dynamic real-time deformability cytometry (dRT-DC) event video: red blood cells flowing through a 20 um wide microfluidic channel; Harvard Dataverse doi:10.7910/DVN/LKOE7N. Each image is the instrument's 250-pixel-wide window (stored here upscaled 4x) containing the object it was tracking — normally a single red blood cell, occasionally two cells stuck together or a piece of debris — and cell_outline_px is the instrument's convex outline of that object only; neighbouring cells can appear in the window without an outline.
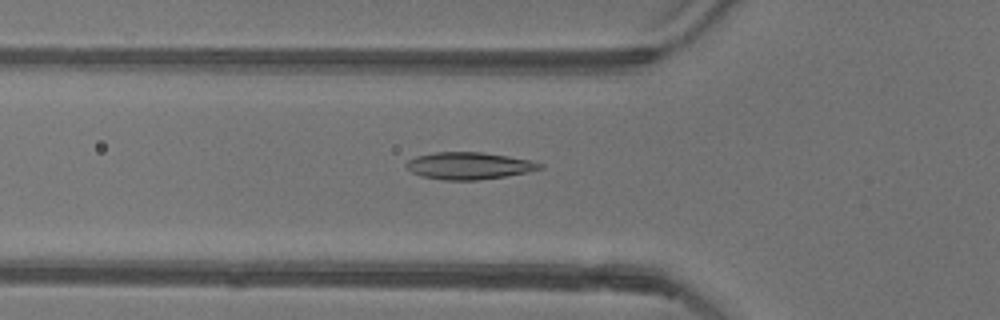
{"species": "common noctule bat (a hibernating species)", "species_latin": "Nyctalus noctula", "temperature_condition": "warm", "stored_images_in_passage": 41, "camera_frame_rate_fps": 3000, "um_per_image_px": 0.085, "animal": {"sex": "female"}, "frame": {"image": 1, "passage_image": 7, "time_ms": 2.0, "image_size_px": [1000, 320], "cell_outline_px": [[544, 168], [528, 172], [504, 176], [476, 180], [444, 180], [420, 176], [412, 172], [404, 164], [408, 160], [416, 156], [436, 152], [484, 152], [532, 160], [544, 164]], "centroid_in_image_um": [39.88, 14.08], "position_along_channel_um": 85.9, "area_um2": 21.15}}
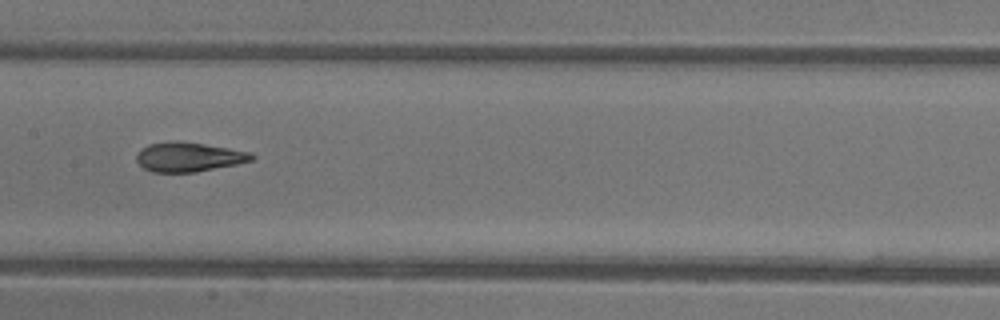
{"frame": {"image": 2, "passage_image": 15, "time_ms": 4.667, "image_size_px": [1000, 320], "cell_outline_px": [[256, 156], [252, 160], [236, 164], [196, 172], [152, 172], [144, 168], [136, 160], [136, 152], [140, 148], [148, 144], [168, 140], [176, 140], [204, 144], [252, 152]], "centroid_in_image_um": [16.0, 13.32], "position_along_channel_um": 191.4, "area_um2": 19.94}}
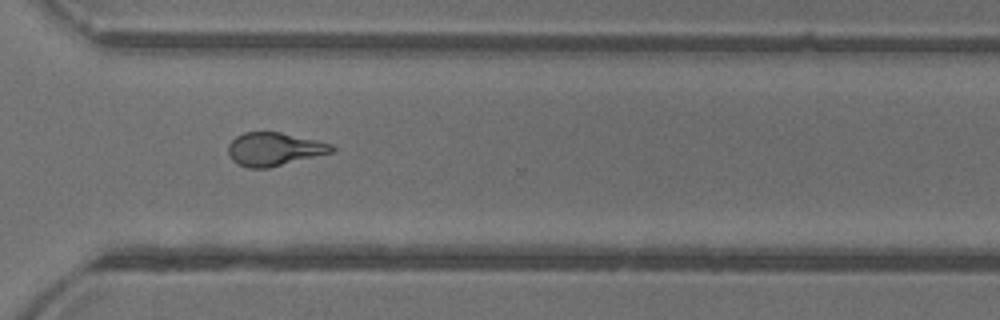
{"frame": {"image": 3, "passage_image": 27, "time_ms": 8.667, "image_size_px": [1000, 320], "cell_outline_px": [[336, 152], [268, 168], [248, 168], [232, 160], [228, 152], [228, 144], [236, 136], [244, 132], [280, 132], [316, 140], [332, 144], [336, 148]], "centroid_in_image_um": [23.34, 12.68], "position_along_channel_um": 347.3, "area_um2": 20.17}, "authors_computed_cell_mechanics": {"area_um2": 20.0566, "velocity_mm_per_s": 3.9125, "shape_relaxation_time_tau1_ms": null, "shape_relaxation_time_tau2_ms": 1.7498, "deformation_change_tau1": null, "deformation_change_tau2": 0.0784}}